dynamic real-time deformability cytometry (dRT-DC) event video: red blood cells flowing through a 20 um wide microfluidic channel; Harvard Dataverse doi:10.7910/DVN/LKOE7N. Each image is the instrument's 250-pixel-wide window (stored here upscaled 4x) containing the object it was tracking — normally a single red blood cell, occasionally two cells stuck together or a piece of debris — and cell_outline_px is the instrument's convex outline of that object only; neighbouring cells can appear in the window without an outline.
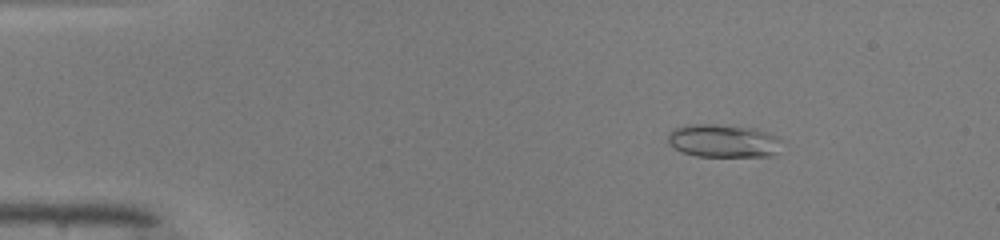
{"species": "common noctule bat (a hibernating species)", "species_latin": "Nyctalus noctula", "temperature_condition": "warm", "stored_images_in_passage": 40, "camera_frame_rate_fps": 3000, "um_per_image_px": 0.085, "animal": {"sex": "male", "body_mass_g": 19.0, "forearm_length_mm": 50.8}, "frame": {"image": 1, "passage_image": 2, "time_ms": 0.333, "image_size_px": [1000, 240], "cell_outline_px": [[780, 140], [776, 152], [772, 156], [696, 156], [680, 152], [668, 144], [668, 132], [684, 124], [712, 124], [752, 128], [768, 132], [776, 136]], "centroid_in_image_um": [61.41, 11.97], "position_along_channel_um": 23.6, "area_um2": 21.91}}
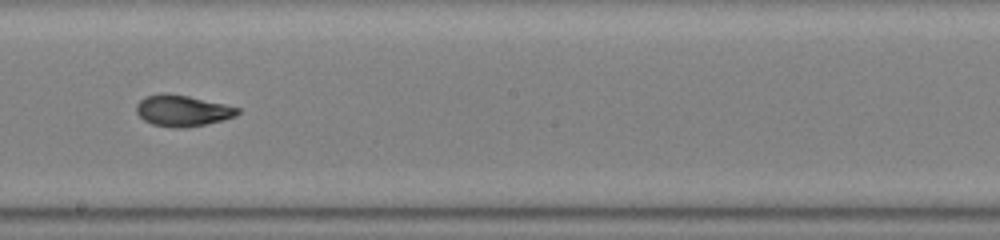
{"frame": {"image": 2, "passage_image": 23, "time_ms": 7.333, "image_size_px": [1000, 240], "cell_outline_px": [[240, 112], [236, 116], [224, 120], [184, 128], [172, 128], [152, 124], [144, 120], [136, 112], [136, 104], [144, 96], [188, 96], [224, 104], [240, 108]], "centroid_in_image_um": [15.54, 9.45], "position_along_channel_um": 232.7, "area_um2": 17.86}}
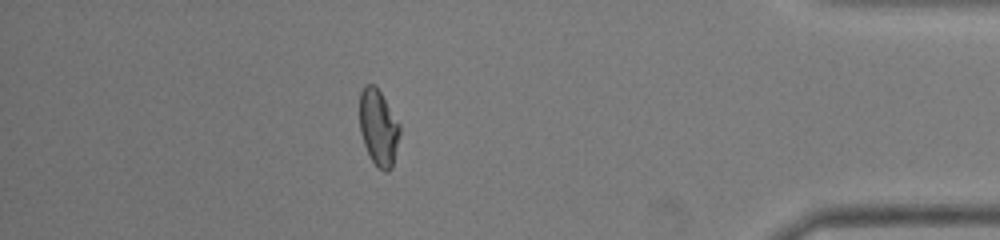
{"frame": {"image": 3, "passage_image": 38, "time_ms": 12.333, "image_size_px": [1000, 240], "cell_outline_px": [[400, 132], [392, 168], [388, 172], [384, 172], [372, 160], [364, 144], [360, 132], [360, 92], [364, 84], [372, 84], [380, 92], [400, 124]], "centroid_in_image_um": [32.17, 10.84], "position_along_channel_um": 403.0, "area_um2": 17.63}}